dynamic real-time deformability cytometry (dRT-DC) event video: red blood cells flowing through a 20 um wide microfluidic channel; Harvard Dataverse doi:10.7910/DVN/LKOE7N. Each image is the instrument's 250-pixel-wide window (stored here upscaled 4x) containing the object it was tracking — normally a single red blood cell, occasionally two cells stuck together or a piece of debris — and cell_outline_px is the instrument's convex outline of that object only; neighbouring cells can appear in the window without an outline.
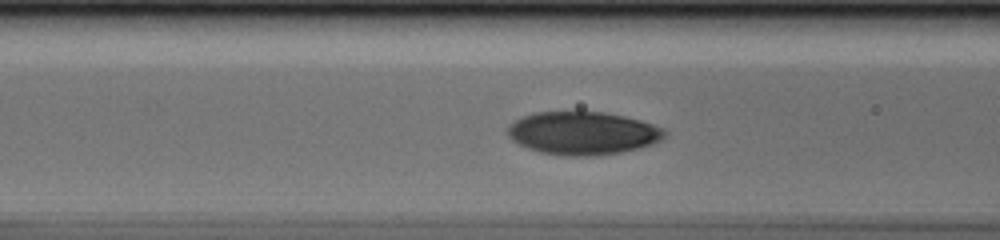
{"species": "human", "species_latin": "Homo sapiens", "temperature_condition": "cold", "stored_images_in_passage": 38, "camera_frame_rate_fps": 3000, "um_per_image_px": 0.085, "donor": {"sex": "male"}, "frame": {"image": 1, "passage_image": 13, "time_ms": 4.0, "image_size_px": [1000, 240], "cell_outline_px": [[668, 132], [660, 140], [652, 144], [640, 148], [620, 152], [596, 156], [564, 156], [540, 152], [528, 148], [512, 140], [508, 136], [508, 124], [524, 116], [536, 112], [604, 112], [624, 116], [640, 120], [664, 128]], "centroid_in_image_um": [49.55, 11.32], "position_along_channel_um": 117.1, "area_um2": 39.36}}
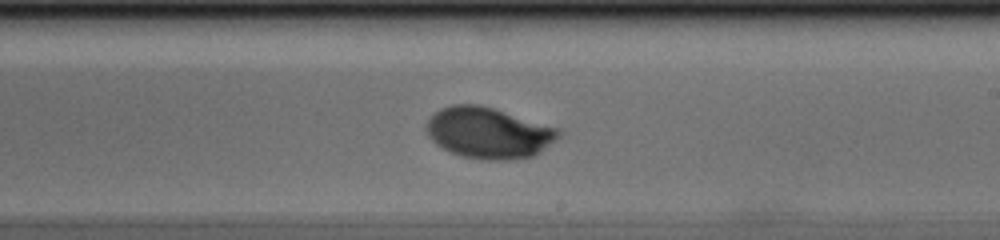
{"frame": {"image": 2, "passage_image": 23, "time_ms": 7.333, "image_size_px": [1000, 240], "cell_outline_px": [[564, 132], [560, 136], [536, 156], [508, 160], [480, 160], [460, 156], [436, 144], [428, 136], [424, 128], [428, 120], [440, 108], [452, 104], [480, 104], [560, 128]], "centroid_in_image_um": [41.55, 11.3], "position_along_channel_um": 247.5, "area_um2": 39.77}}
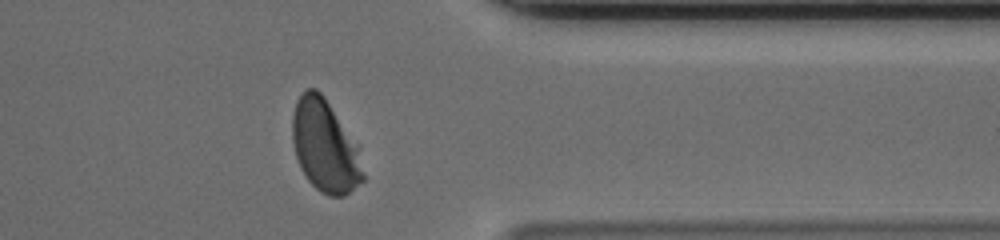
{"frame": {"image": 3, "passage_image": 34, "time_ms": 11.0, "image_size_px": [1000, 240], "cell_outline_px": [[364, 180], [344, 196], [328, 196], [320, 192], [308, 180], [300, 168], [296, 156], [292, 140], [292, 116], [296, 100], [308, 88], [316, 88], [324, 96], [356, 144], [364, 176]], "centroid_in_image_um": [27.59, 12.43], "position_along_channel_um": 383.8, "area_um2": 37.51}}